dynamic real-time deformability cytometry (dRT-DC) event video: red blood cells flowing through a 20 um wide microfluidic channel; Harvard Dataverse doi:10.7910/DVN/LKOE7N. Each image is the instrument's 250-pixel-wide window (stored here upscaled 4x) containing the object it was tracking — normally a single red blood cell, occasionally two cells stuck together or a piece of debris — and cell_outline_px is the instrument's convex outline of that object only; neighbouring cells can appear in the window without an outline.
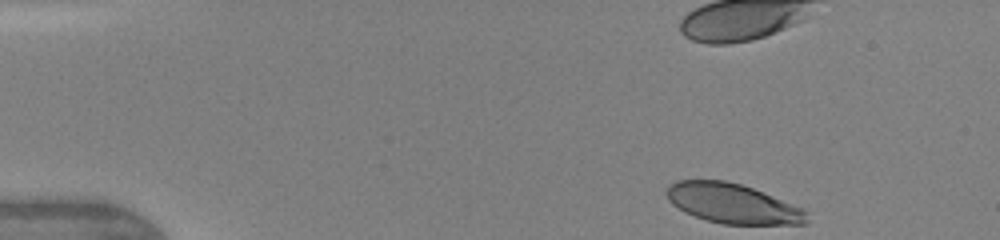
{"species": "human", "species_latin": "Homo sapiens", "temperature_condition": "warm", "stored_images_in_passage": 4, "camera_frame_rate_fps": 3000, "um_per_image_px": 0.085, "donor": {"sex": "female"}, "frame": {"image": 1, "passage_image": 1, "time_ms": 0.0, "image_size_px": [1000, 240], "cell_outline_px": [[808, 224], [724, 224], [708, 220], [684, 212], [672, 204], [668, 200], [664, 192], [668, 184], [676, 180], [724, 180], [740, 184], [752, 188], [804, 208], [808, 212]], "centroid_in_image_um": [62.26, 17.29], "position_along_channel_um": 22.7, "area_um2": 32.6}}